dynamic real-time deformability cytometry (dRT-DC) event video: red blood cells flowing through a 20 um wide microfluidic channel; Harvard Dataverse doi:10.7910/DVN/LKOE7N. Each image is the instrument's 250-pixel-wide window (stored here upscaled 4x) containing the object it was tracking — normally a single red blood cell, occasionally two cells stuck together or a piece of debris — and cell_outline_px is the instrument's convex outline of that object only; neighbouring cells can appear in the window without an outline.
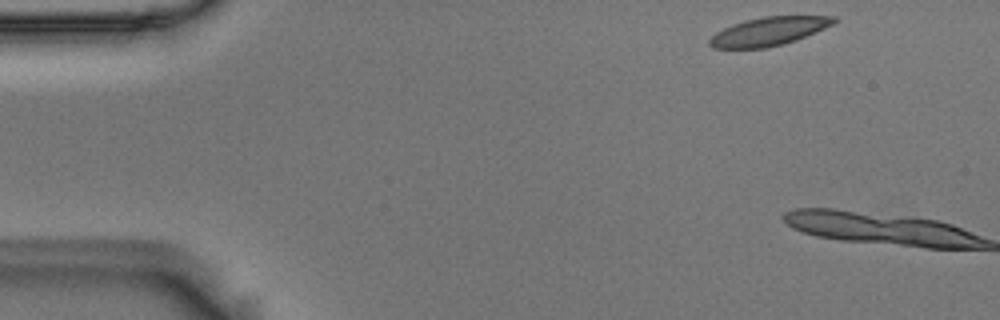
{"species": "Egyptian fruit bat (a non-hibernating species)", "species_latin": "Rousettus aegyptiacus", "temperature_condition": "room temperature", "stored_images_in_passage": 2, "camera_frame_rate_fps": 3000, "um_per_image_px": 0.085, "animal": {"sex": "male"}, "frame": {"image": 1, "passage_image": 1, "time_ms": 0.0, "image_size_px": [1000, 320], "cell_outline_px": [[840, 20], [824, 28], [796, 40], [784, 44], [768, 48], [712, 48], [708, 44], [708, 40], [716, 32], [732, 24], [744, 20], [764, 16], [836, 16]], "centroid_in_image_um": [65.33, 2.66], "position_along_channel_um": 19.7, "area_um2": 20.69}}